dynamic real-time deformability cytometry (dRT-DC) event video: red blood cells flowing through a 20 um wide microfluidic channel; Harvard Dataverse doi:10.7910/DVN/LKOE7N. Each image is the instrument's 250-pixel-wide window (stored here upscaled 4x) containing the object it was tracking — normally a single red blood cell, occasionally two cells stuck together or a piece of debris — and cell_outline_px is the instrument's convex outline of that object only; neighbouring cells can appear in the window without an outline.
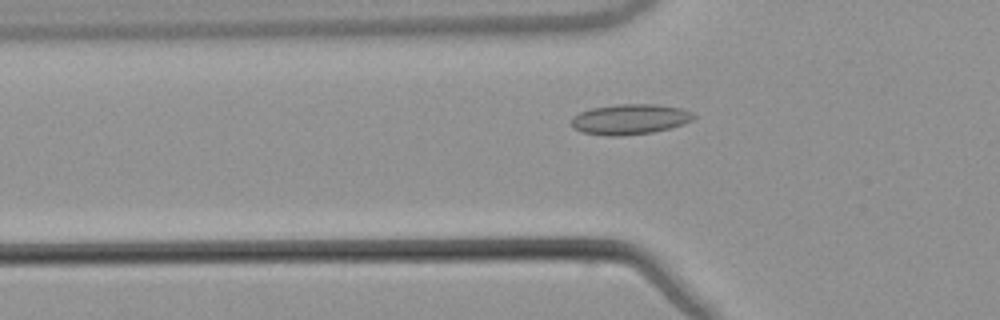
{"species": "common noctule bat (a hibernating species)", "species_latin": "Nyctalus noctula", "temperature_condition": "warm", "stored_images_in_passage": 52, "camera_frame_rate_fps": 3000, "um_per_image_px": 0.085, "animal": {"sex": "male", "body_mass_g": 21.5, "forearm_length_mm": 52.0}, "frame": {"image": 1, "passage_image": 17, "time_ms": 5.333, "image_size_px": [1000, 320], "cell_outline_px": [[696, 116], [692, 120], [684, 124], [652, 132], [624, 136], [608, 136], [584, 132], [572, 128], [572, 116], [580, 112], [592, 108], [620, 104], [656, 104], [680, 108], [692, 112]], "centroid_in_image_um": [53.54, 10.14], "position_along_channel_um": 72.3, "area_um2": 21.56}}
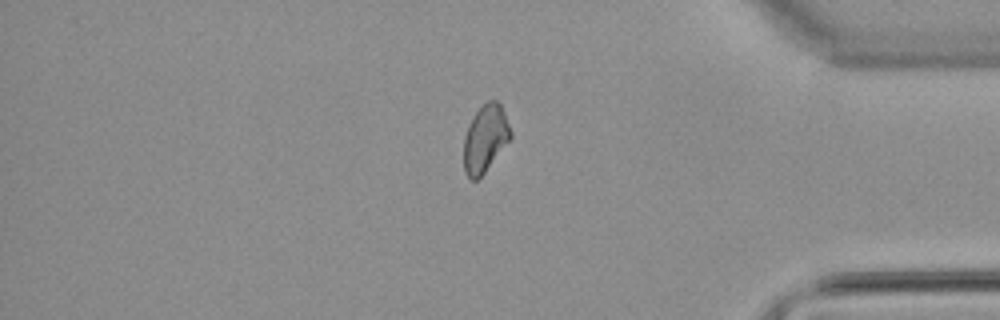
{"frame": {"image": 2, "passage_image": 44, "time_ms": 14.333, "image_size_px": [1000, 320], "cell_outline_px": [[512, 136], [484, 172], [476, 180], [472, 180], [464, 172], [464, 136], [468, 124], [472, 116], [488, 100], [496, 100], [500, 104], [504, 112], [512, 132]], "centroid_in_image_um": [41.23, 11.75], "position_along_channel_um": 394.0, "area_um2": 18.09}}
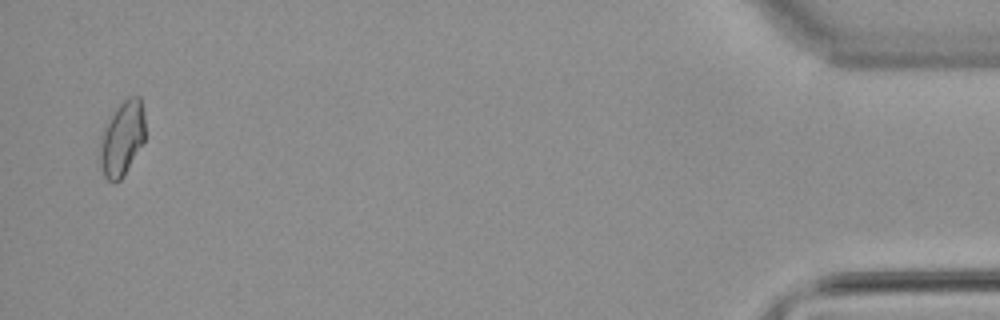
{"frame": {"image": 3, "passage_image": 51, "time_ms": 16.667, "image_size_px": [1000, 320], "cell_outline_px": [[144, 140], [120, 180], [112, 184], [104, 176], [100, 164], [100, 136], [104, 124], [116, 108], [128, 96], [140, 96], [144, 112]], "centroid_in_image_um": [10.35, 11.74], "position_along_channel_um": 424.9, "area_um2": 19.59}, "authors_computed_cell_mechanics": {"area_um2": 19.3341, "velocity_mm_per_s": 3.8512, "shape_relaxation_time_tau1_ms": null, "shape_relaxation_time_tau2_ms": 2.3283, "deformation_change_tau1": null, "deformation_change_tau2": 0.0763}}